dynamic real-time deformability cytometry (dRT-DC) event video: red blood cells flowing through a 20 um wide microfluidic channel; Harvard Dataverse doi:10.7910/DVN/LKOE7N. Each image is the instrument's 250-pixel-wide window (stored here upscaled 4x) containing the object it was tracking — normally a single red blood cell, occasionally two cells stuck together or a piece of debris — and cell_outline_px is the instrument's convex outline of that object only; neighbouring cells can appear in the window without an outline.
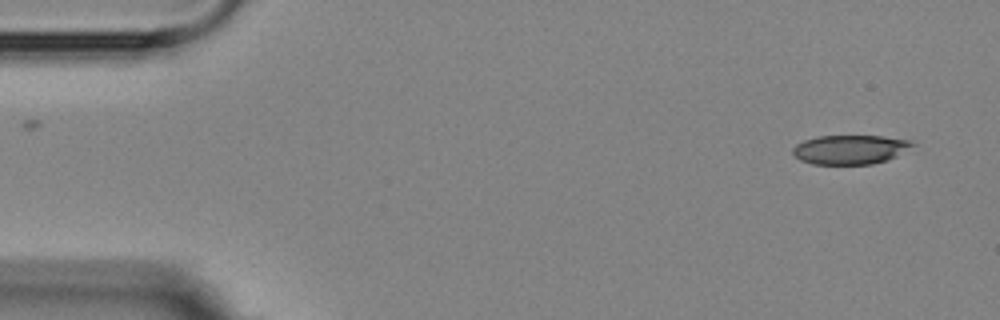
{"species": "Egyptian fruit bat (a non-hibernating species)", "species_latin": "Rousettus aegyptiacus", "temperature_condition": "room temperature", "stored_images_in_passage": 2, "camera_frame_rate_fps": 3000, "um_per_image_px": 0.085, "animal": {"sex": "female"}, "frame": {"image": 1, "passage_image": 2, "time_ms": 2.0, "image_size_px": [1000, 320], "cell_outline_px": [[916, 144], [896, 156], [888, 160], [872, 164], [812, 164], [800, 160], [792, 152], [792, 148], [796, 144], [804, 140], [816, 136], [884, 136], [912, 140]], "centroid_in_image_um": [72.27, 12.7], "position_along_channel_um": 12.7, "area_um2": 20.46}}